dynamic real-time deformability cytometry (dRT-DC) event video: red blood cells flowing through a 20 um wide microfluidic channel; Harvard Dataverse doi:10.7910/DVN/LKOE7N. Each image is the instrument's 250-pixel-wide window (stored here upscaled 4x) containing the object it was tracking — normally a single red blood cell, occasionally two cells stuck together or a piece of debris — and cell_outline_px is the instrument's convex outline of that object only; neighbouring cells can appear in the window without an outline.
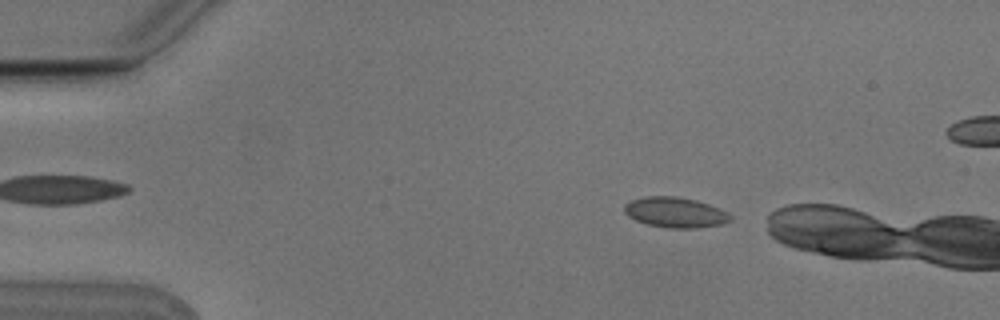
{"species": "Egyptian fruit bat (a non-hibernating species)", "species_latin": "Rousettus aegyptiacus", "temperature_condition": "cold", "stored_images_in_passage": 2, "camera_frame_rate_fps": 3000, "um_per_image_px": 0.085, "animal": {"sex": "male"}, "frame": {"image": 1, "passage_image": 2, "time_ms": 0.333, "image_size_px": [1000, 320], "cell_outline_px": [[732, 220], [720, 224], [692, 228], [668, 228], [648, 224], [636, 220], [628, 216], [624, 212], [624, 204], [632, 200], [644, 196], [676, 196], [696, 200], [708, 204], [732, 216]], "centroid_in_image_um": [57.34, 18.04], "position_along_channel_um": 27.7, "area_um2": 18.5}}